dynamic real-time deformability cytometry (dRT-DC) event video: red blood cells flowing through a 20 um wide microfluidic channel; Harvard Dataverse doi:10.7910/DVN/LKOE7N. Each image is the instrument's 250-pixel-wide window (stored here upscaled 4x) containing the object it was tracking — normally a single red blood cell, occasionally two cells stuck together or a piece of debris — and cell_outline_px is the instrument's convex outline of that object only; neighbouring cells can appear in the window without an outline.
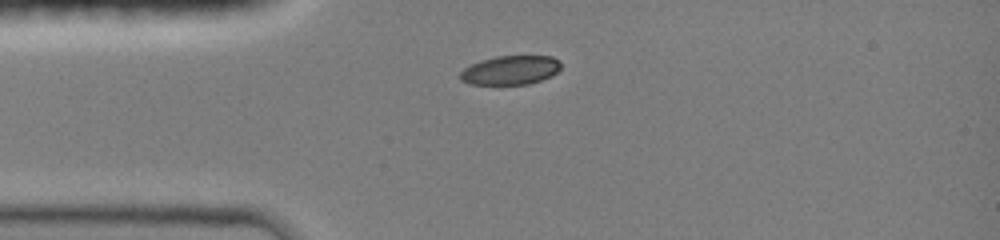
{"species": "common noctule bat (a hibernating species)", "species_latin": "Nyctalus noctula", "temperature_condition": "room temperature", "stored_images_in_passage": 8, "camera_frame_rate_fps": 3000, "um_per_image_px": 0.085, "animal": {"sex": "female", "body_mass_g": 19.0, "forearm_length_mm": 51.5}, "frame": {"image": 1, "passage_image": 1, "time_ms": 0.0, "image_size_px": [1000, 240], "cell_outline_px": [[560, 68], [556, 72], [540, 80], [528, 84], [468, 84], [460, 80], [460, 72], [464, 68], [480, 60], [496, 56], [552, 56], [560, 60]], "centroid_in_image_um": [43.36, 5.95], "position_along_channel_um": 41.6, "area_um2": 16.94}}
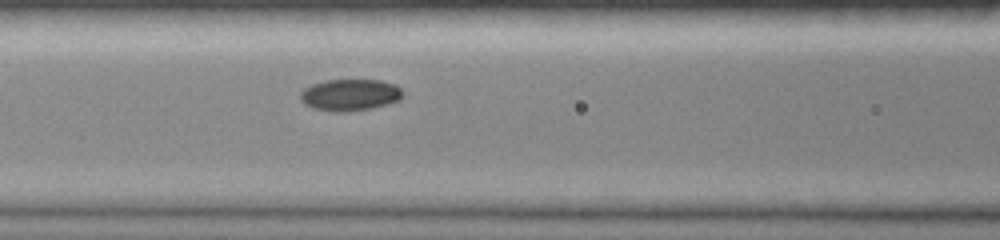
{"frame": {"image": 2, "passage_image": 6, "time_ms": 2.667, "image_size_px": [1000, 240], "cell_outline_px": [[404, 92], [400, 100], [372, 108], [348, 112], [336, 112], [312, 108], [304, 104], [300, 100], [300, 92], [304, 88], [312, 84], [324, 80], [380, 80], [396, 84]], "centroid_in_image_um": [29.74, 8.07], "position_along_channel_um": 136.9, "area_um2": 19.13}}
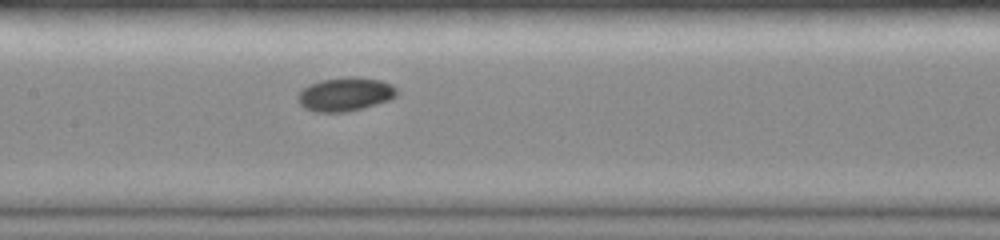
{"frame": {"image": 3, "passage_image": 8, "time_ms": 3.667, "image_size_px": [1000, 240], "cell_outline_px": [[396, 96], [388, 100], [360, 108], [344, 112], [316, 112], [304, 108], [296, 100], [296, 96], [304, 88], [320, 80], [348, 76], [352, 76], [380, 80], [392, 84], [396, 88]], "centroid_in_image_um": [29.31, 8.0], "position_along_channel_um": 178.1, "area_um2": 19.25}}